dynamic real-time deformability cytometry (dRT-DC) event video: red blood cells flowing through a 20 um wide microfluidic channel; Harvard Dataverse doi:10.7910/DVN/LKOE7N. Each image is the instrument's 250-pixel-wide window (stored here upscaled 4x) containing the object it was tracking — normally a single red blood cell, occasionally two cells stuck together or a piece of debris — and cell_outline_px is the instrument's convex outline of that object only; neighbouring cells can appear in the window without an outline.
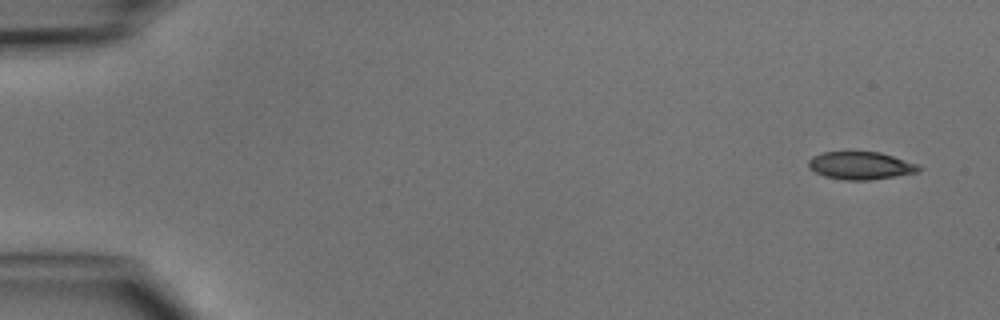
{"species": "common noctule bat (a hibernating species)", "species_latin": "Nyctalus noctula", "temperature_condition": "cold", "stored_images_in_passage": 2, "camera_frame_rate_fps": 3000, "um_per_image_px": 0.085, "animal": {"sex": "male", "body_mass_g": 15.6}, "frame": {"image": 1, "passage_image": 1, "time_ms": 0.0, "image_size_px": [1000, 320], "cell_outline_px": [[924, 168], [920, 172], [872, 180], [844, 180], [824, 176], [808, 168], [808, 160], [812, 156], [824, 152], [880, 152], [920, 164]], "centroid_in_image_um": [73.21, 14.08], "position_along_channel_um": 11.8, "area_um2": 18.09}}